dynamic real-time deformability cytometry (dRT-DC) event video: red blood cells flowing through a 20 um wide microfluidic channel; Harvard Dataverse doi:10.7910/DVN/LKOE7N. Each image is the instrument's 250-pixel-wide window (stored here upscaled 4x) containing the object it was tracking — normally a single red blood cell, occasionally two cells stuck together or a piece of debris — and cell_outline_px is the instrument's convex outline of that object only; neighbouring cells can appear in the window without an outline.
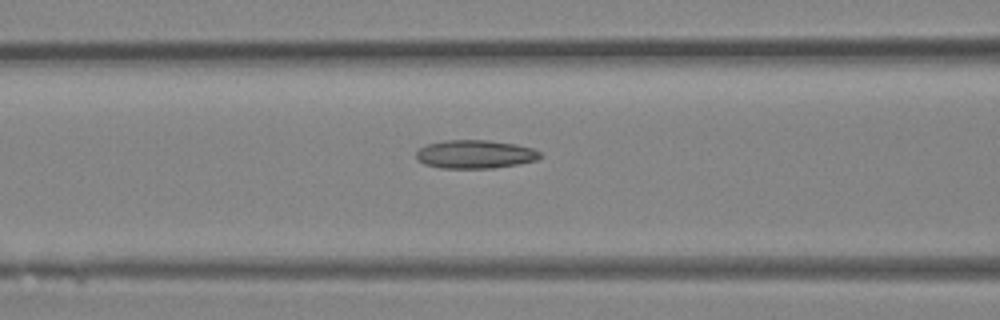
{"species": "Egyptian fruit bat (a non-hibernating species)", "species_latin": "Rousettus aegyptiacus", "temperature_condition": "room temperature", "stored_images_in_passage": 39, "camera_frame_rate_fps": 3000, "um_per_image_px": 0.085, "animal": {"sex": "female"}, "frame": {"image": 1, "passage_image": 16, "time_ms": 5.0, "image_size_px": [1000, 320], "cell_outline_px": [[544, 156], [536, 160], [520, 164], [492, 168], [440, 168], [424, 164], [416, 160], [416, 152], [420, 148], [428, 144], [444, 140], [488, 140], [516, 144], [536, 148]], "centroid_in_image_um": [40.42, 13.11], "position_along_channel_um": 126.2, "area_um2": 20.81}}
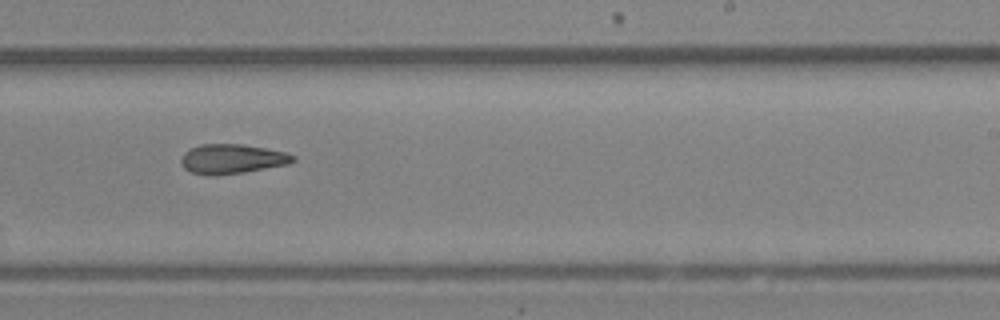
{"frame": {"image": 2, "passage_image": 24, "time_ms": 7.667, "image_size_px": [1000, 320], "cell_outline_px": [[296, 160], [288, 164], [244, 172], [216, 176], [212, 176], [192, 172], [184, 168], [180, 164], [180, 156], [184, 152], [200, 144], [240, 144], [264, 148], [284, 152], [296, 156]], "centroid_in_image_um": [19.69, 13.51], "position_along_channel_um": 269.3, "area_um2": 19.31}}
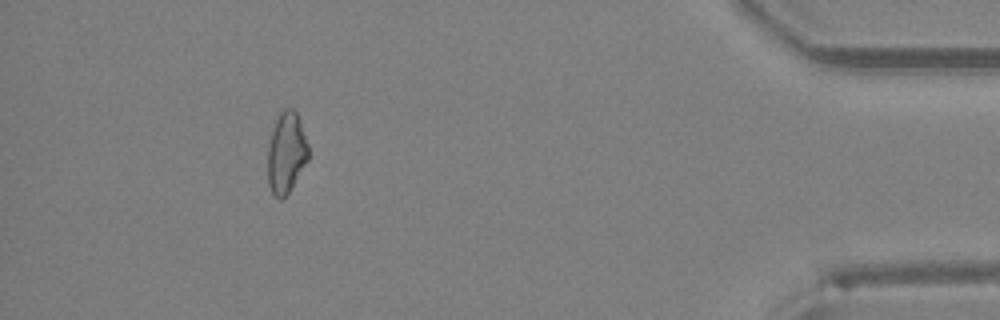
{"frame": {"image": 3, "passage_image": 35, "time_ms": 11.333, "image_size_px": [1000, 320], "cell_outline_px": [[308, 160], [288, 192], [280, 200], [272, 192], [268, 184], [268, 148], [272, 132], [276, 120], [280, 112], [284, 108], [292, 108], [296, 112], [308, 144]], "centroid_in_image_um": [24.33, 12.97], "position_along_channel_um": 410.9, "area_um2": 18.79}}